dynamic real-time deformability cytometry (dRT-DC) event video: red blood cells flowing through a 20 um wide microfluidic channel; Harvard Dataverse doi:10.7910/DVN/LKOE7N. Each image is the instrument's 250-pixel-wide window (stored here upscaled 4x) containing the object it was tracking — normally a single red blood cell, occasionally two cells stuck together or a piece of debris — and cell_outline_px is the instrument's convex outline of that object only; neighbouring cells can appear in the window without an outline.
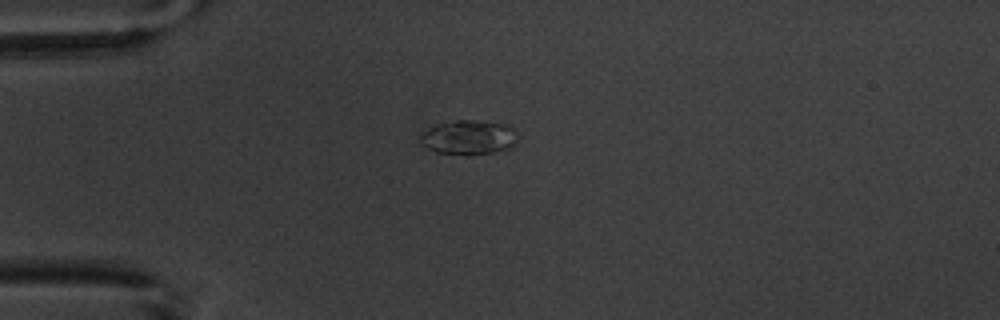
{"species": "common noctule bat (a hibernating species)", "species_latin": "Nyctalus noctula", "temperature_condition": "warm", "stored_images_in_passage": 5, "camera_frame_rate_fps": 3000, "um_per_image_px": 0.085, "animal": {"sex": "male", "body_mass_g": 20.1, "forearm_length_mm": 53.5}, "frame": {"image": 1, "passage_image": 1, "time_ms": 0.0, "image_size_px": [1000, 320], "cell_outline_px": [[516, 144], [512, 148], [492, 152], [436, 152], [420, 144], [420, 132], [436, 124], [456, 120], [472, 120], [512, 124], [516, 128]], "centroid_in_image_um": [39.87, 11.62], "position_along_channel_um": 45.1, "area_um2": 19.31}}
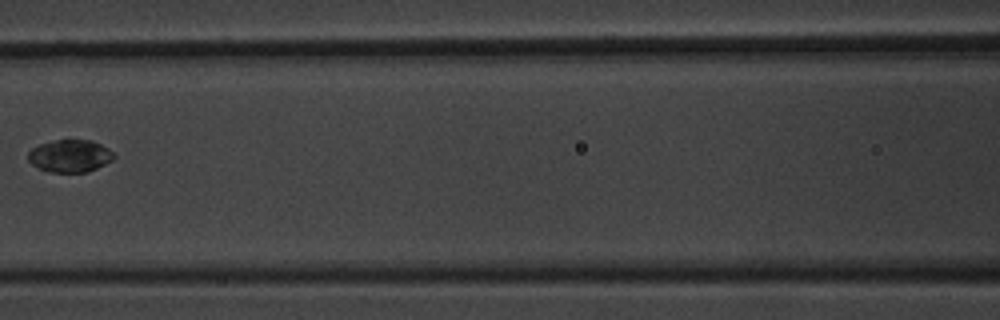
{"frame": {"image": 2, "passage_image": 4, "time_ms": 3.667, "image_size_px": [1000, 320], "cell_outline_px": [[116, 156], [112, 160], [88, 172], [48, 172], [32, 164], [28, 160], [28, 152], [32, 148], [40, 144], [56, 140], [92, 140], [108, 148]], "centroid_in_image_um": [5.94, 13.25], "position_along_channel_um": 160.7, "area_um2": 16.13}}
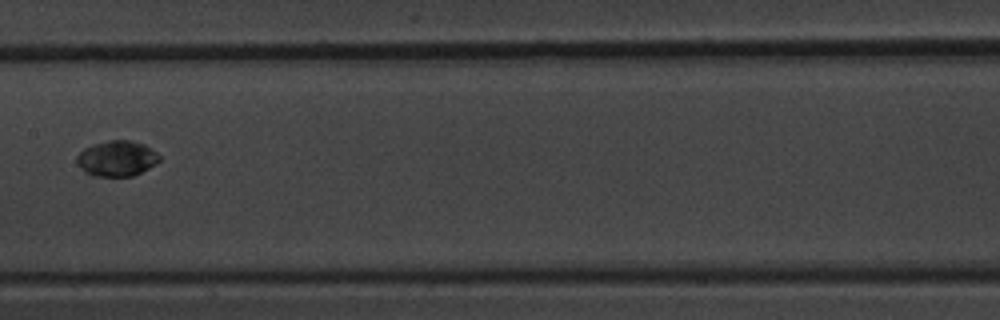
{"frame": {"image": 3, "passage_image": 5, "time_ms": 4.667, "image_size_px": [1000, 320], "cell_outline_px": [[160, 160], [156, 164], [132, 176], [92, 176], [84, 172], [76, 164], [76, 156], [84, 148], [92, 144], [108, 140], [128, 140], [144, 144], [156, 152], [160, 156]], "centroid_in_image_um": [9.89, 13.47], "position_along_channel_um": 197.5, "area_um2": 17.22}}